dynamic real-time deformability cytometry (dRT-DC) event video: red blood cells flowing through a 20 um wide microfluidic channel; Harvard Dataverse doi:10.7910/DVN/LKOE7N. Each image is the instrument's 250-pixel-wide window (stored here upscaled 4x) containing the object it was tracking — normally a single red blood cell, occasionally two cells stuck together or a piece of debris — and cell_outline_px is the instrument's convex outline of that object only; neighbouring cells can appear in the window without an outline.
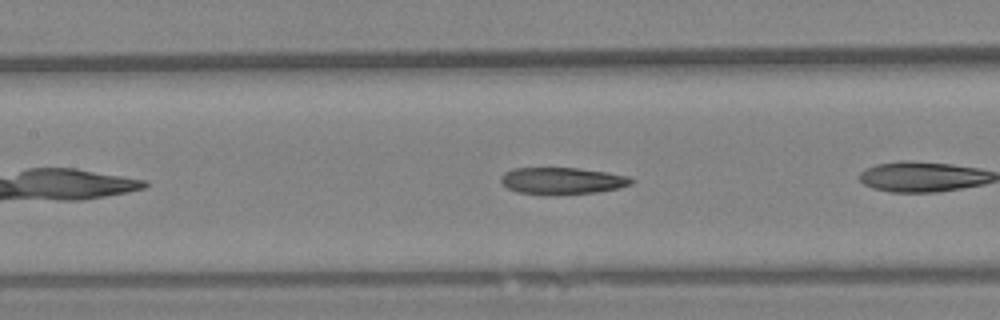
{"species": "Egyptian fruit bat (a non-hibernating species)", "species_latin": "Rousettus aegyptiacus", "temperature_condition": "warm", "stored_images_in_passage": 19, "camera_frame_rate_fps": 3000, "um_per_image_px": 0.085, "animal": {"sex": "female"}, "frame": {"image": 1, "passage_image": 9, "time_ms": 2.667, "image_size_px": [1000, 320], "cell_outline_px": [[636, 180], [632, 184], [620, 188], [596, 192], [556, 196], [544, 196], [516, 192], [508, 188], [500, 180], [500, 176], [504, 172], [512, 168], [576, 168], [608, 172], [628, 176]], "centroid_in_image_um": [47.78, 15.39], "position_along_channel_um": 159.6, "area_um2": 20.98}}
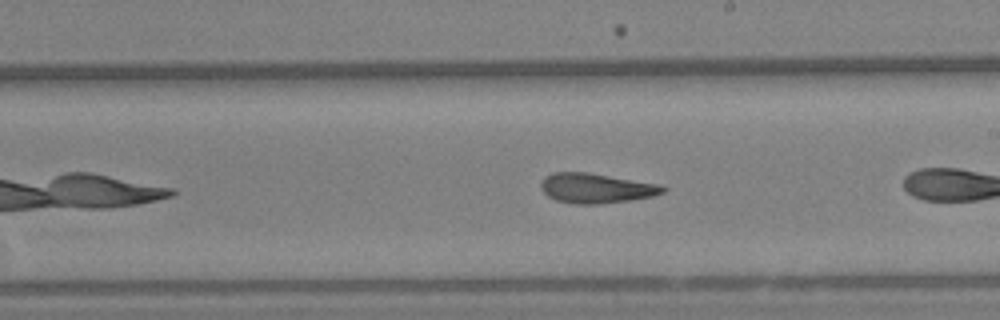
{"frame": {"image": 2, "passage_image": 16, "time_ms": 5.0, "image_size_px": [1000, 320], "cell_outline_px": [[668, 188], [664, 192], [652, 196], [632, 200], [600, 204], [572, 204], [556, 200], [548, 196], [540, 188], [540, 184], [544, 176], [552, 172], [588, 172], [660, 184]], "centroid_in_image_um": [50.66, 15.99], "position_along_channel_um": 238.3, "area_um2": 21.44}}